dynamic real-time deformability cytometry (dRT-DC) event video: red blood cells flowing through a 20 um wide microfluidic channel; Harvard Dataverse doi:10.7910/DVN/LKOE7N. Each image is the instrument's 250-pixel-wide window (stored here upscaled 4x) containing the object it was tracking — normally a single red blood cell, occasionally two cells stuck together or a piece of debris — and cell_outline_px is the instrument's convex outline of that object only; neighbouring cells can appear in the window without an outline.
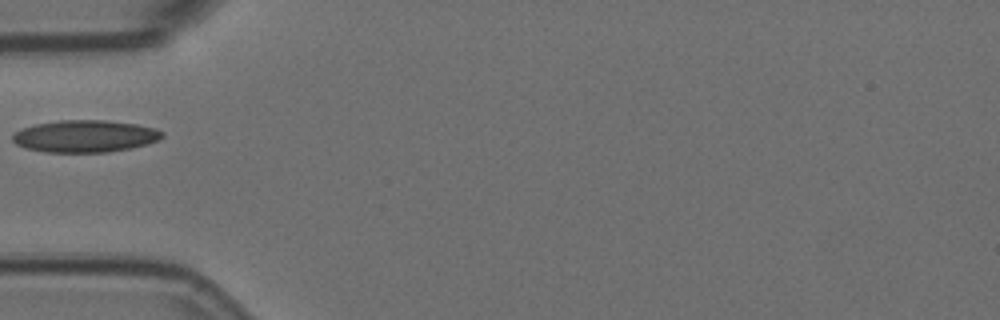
{"species": "Egyptian fruit bat (a non-hibernating species)", "species_latin": "Rousettus aegyptiacus", "temperature_condition": "room temperature", "stored_images_in_passage": 3, "camera_frame_rate_fps": 3000, "um_per_image_px": 0.085, "animal": {"sex": "female"}, "frame": {"image": 1, "passage_image": 1, "time_ms": 0.0, "image_size_px": [1000, 320], "cell_outline_px": [[164, 136], [148, 144], [108, 152], [44, 152], [24, 148], [16, 144], [12, 140], [12, 136], [16, 132], [24, 128], [36, 124], [60, 120], [104, 120], [136, 124], [156, 128], [164, 132]], "centroid_in_image_um": [7.23, 11.58], "position_along_channel_um": 77.8, "area_um2": 27.92}}